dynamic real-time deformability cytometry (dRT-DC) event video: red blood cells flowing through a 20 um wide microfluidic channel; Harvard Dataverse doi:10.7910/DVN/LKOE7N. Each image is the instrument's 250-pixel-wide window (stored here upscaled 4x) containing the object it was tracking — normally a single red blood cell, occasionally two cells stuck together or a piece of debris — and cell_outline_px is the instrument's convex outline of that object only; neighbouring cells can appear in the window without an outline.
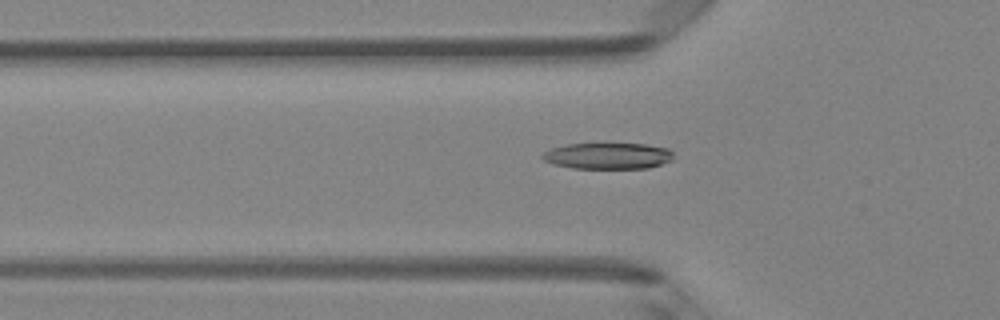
{"species": "Egyptian fruit bat (a non-hibernating species)", "species_latin": "Rousettus aegyptiacus", "temperature_condition": "room temperature", "stored_images_in_passage": 47, "camera_frame_rate_fps": 3000, "um_per_image_px": 0.085, "animal": {"sex": "female"}, "frame": {"image": 1, "passage_image": 17, "time_ms": 5.333, "image_size_px": [1000, 320], "cell_outline_px": [[672, 160], [648, 168], [572, 168], [552, 164], [544, 160], [540, 156], [544, 152], [552, 148], [568, 144], [644, 144], [668, 148], [672, 152]], "centroid_in_image_um": [51.65, 13.25], "position_along_channel_um": 74.2, "area_um2": 19.88}}
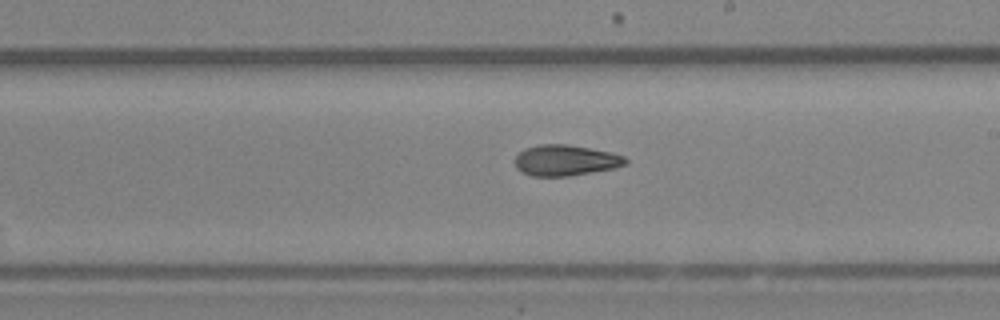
{"frame": {"image": 2, "passage_image": 29, "time_ms": 9.333, "image_size_px": [1000, 320], "cell_outline_px": [[628, 164], [616, 168], [568, 176], [532, 176], [520, 172], [516, 168], [516, 156], [524, 148], [540, 144], [568, 144], [612, 152], [624, 156], [628, 160]], "centroid_in_image_um": [48.09, 13.63], "position_along_channel_um": 240.9, "area_um2": 20.06}}
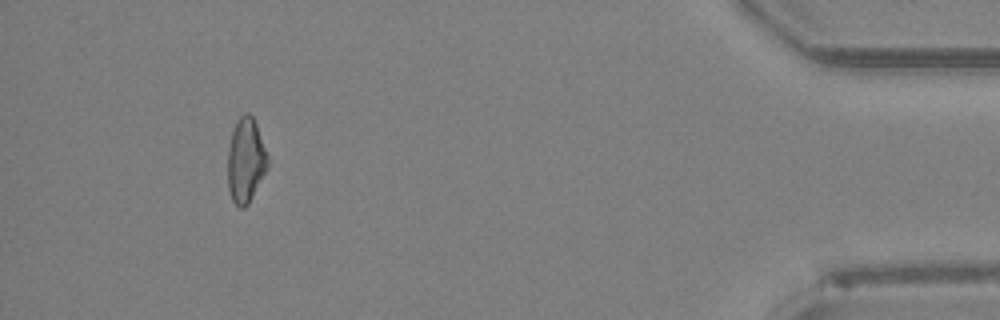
{"frame": {"image": 3, "passage_image": 46, "time_ms": 15.0, "image_size_px": [1000, 320], "cell_outline_px": [[268, 168], [248, 204], [244, 208], [240, 208], [232, 200], [228, 188], [228, 148], [232, 132], [236, 120], [244, 112], [248, 112], [252, 116], [256, 124], [268, 156]], "centroid_in_image_um": [20.88, 13.63], "position_along_channel_um": 414.3, "area_um2": 19.71}}